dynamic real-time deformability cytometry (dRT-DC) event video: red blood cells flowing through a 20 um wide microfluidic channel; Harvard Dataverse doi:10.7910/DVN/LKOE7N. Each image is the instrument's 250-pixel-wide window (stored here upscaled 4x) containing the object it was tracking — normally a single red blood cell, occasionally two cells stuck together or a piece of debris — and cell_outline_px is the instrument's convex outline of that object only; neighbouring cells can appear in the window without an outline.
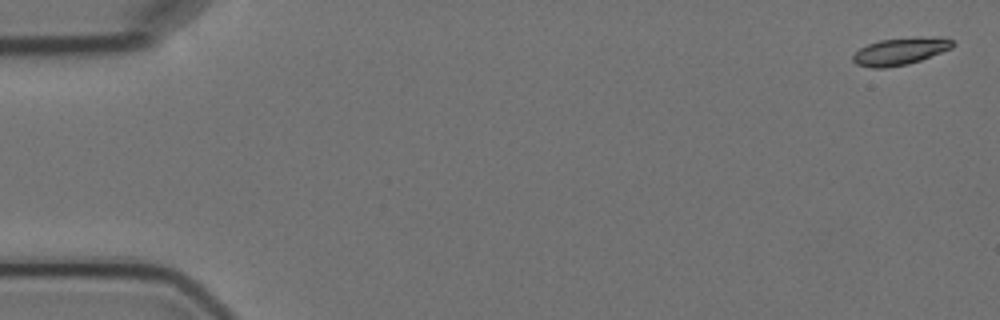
{"species": "Egyptian fruit bat (a non-hibernating species)", "species_latin": "Rousettus aegyptiacus", "temperature_condition": "cold", "stored_images_in_passage": 4, "camera_frame_rate_fps": 3000, "um_per_image_px": 0.085, "animal": {"sex": "female"}, "frame": {"image": 1, "passage_image": 1, "time_ms": 0.0, "image_size_px": [1000, 320], "cell_outline_px": [[956, 44], [952, 48], [920, 60], [908, 64], [884, 68], [872, 68], [856, 64], [852, 60], [852, 56], [860, 48], [868, 44], [880, 40], [940, 36], [952, 40]], "centroid_in_image_um": [76.53, 4.36], "position_along_channel_um": 8.5, "area_um2": 15.66}}